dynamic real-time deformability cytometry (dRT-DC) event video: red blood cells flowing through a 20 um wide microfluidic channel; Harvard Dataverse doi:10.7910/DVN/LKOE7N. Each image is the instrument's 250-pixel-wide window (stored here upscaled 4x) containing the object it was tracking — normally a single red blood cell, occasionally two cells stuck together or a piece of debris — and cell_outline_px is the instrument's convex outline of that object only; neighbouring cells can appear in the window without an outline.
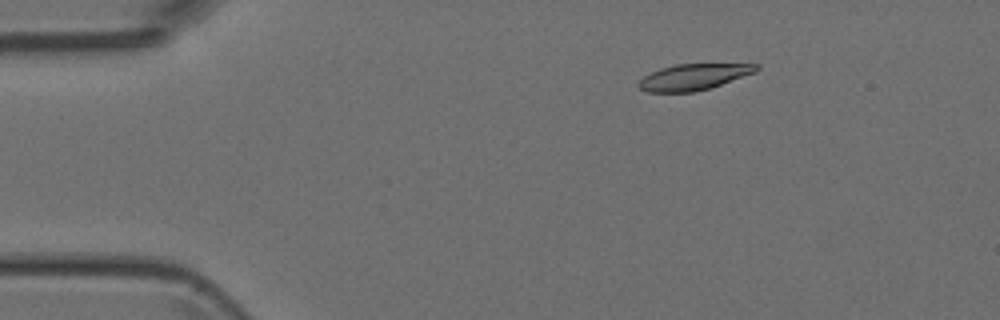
{"species": "Egyptian fruit bat (a non-hibernating species)", "species_latin": "Rousettus aegyptiacus", "temperature_condition": "room temperature", "stored_images_in_passage": 43, "camera_frame_rate_fps": 3000, "um_per_image_px": 0.085, "animal": {"sex": "female"}, "frame": {"image": 1, "passage_image": 1, "time_ms": 0.0, "image_size_px": [1000, 320], "cell_outline_px": [[760, 68], [756, 72], [712, 88], [692, 92], [648, 92], [640, 88], [636, 84], [644, 76], [660, 68], [676, 64], [760, 64]], "centroid_in_image_um": [58.98, 6.54], "position_along_channel_um": 26.0, "area_um2": 17.98}}
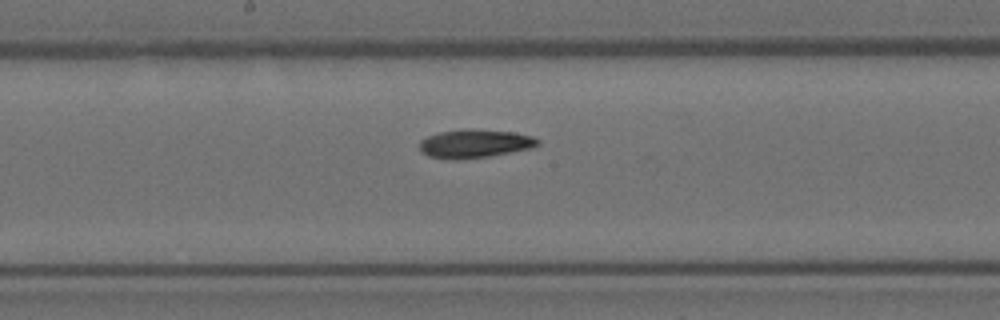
{"frame": {"image": 2, "passage_image": 19, "time_ms": 6.0, "image_size_px": [1000, 320], "cell_outline_px": [[540, 144], [532, 148], [488, 156], [428, 156], [420, 148], [420, 140], [428, 136], [440, 132], [464, 128], [472, 128], [512, 132], [532, 136], [540, 140]], "centroid_in_image_um": [40.44, 12.14], "position_along_channel_um": 207.8, "area_um2": 18.73}}
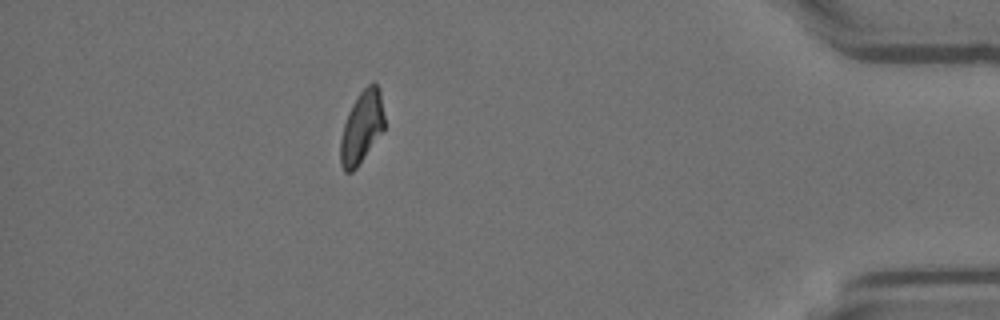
{"frame": {"image": 3, "passage_image": 37, "time_ms": 12.0, "image_size_px": [1000, 320], "cell_outline_px": [[384, 128], [356, 168], [352, 172], [344, 172], [340, 164], [340, 140], [344, 124], [348, 112], [352, 104], [360, 92], [372, 80], [380, 88], [384, 116]], "centroid_in_image_um": [30.73, 10.79], "position_along_channel_um": 404.5, "area_um2": 18.38}}